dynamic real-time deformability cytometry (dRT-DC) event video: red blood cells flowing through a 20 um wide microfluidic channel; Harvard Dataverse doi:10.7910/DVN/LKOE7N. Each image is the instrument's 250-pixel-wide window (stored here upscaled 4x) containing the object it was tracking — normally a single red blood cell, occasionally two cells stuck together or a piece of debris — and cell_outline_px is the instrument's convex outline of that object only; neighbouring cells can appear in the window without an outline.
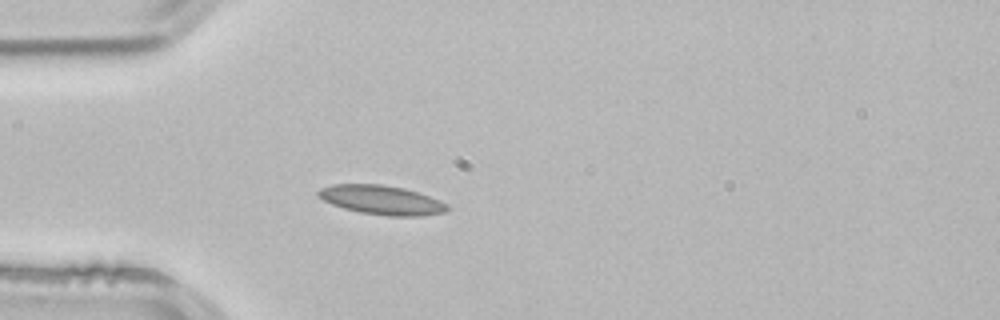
{"species": "common noctule bat (a hibernating species)", "species_latin": "Nyctalus noctula", "temperature_condition": "room temperature", "stored_images_in_passage": 1, "camera_frame_rate_fps": 3000, "um_per_image_px": 0.085, "animal": {"sex": "male", "body_mass_g": 21.5, "forearm_length_mm": 52.0}, "frame": {"image": 1, "passage_image": 1, "time_ms": 0.0, "image_size_px": [1000, 320], "cell_outline_px": [[448, 208], [444, 212], [424, 216], [388, 216], [360, 212], [344, 208], [332, 204], [316, 196], [316, 192], [320, 188], [332, 184], [380, 184], [404, 188], [440, 200], [448, 204]], "centroid_in_image_um": [32.41, 17.0], "position_along_channel_um": 52.6, "area_um2": 21.91}}